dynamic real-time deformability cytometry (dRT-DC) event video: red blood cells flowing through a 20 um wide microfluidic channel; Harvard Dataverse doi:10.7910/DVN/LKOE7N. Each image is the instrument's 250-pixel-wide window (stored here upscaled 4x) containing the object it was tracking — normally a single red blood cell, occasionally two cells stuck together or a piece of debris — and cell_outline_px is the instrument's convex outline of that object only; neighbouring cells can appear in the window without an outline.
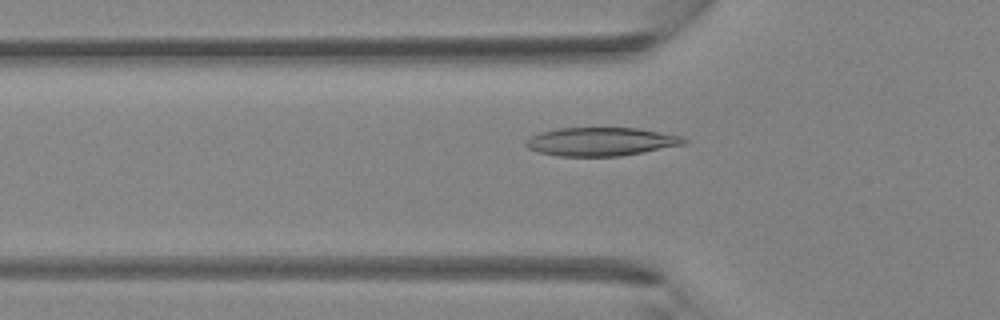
{"species": "Egyptian fruit bat (a non-hibernating species)", "species_latin": "Rousettus aegyptiacus", "temperature_condition": "room temperature", "stored_images_in_passage": 40, "camera_frame_rate_fps": 3000, "um_per_image_px": 0.085, "animal": {"sex": "female"}, "frame": {"image": 1, "passage_image": 13, "time_ms": 4.0, "image_size_px": [1000, 320], "cell_outline_px": [[688, 140], [684, 144], [620, 156], [556, 156], [540, 152], [528, 148], [524, 144], [524, 140], [540, 132], [556, 128], [636, 128], [684, 136]], "centroid_in_image_um": [51.05, 12.03], "position_along_channel_um": 74.7, "area_um2": 26.13}}
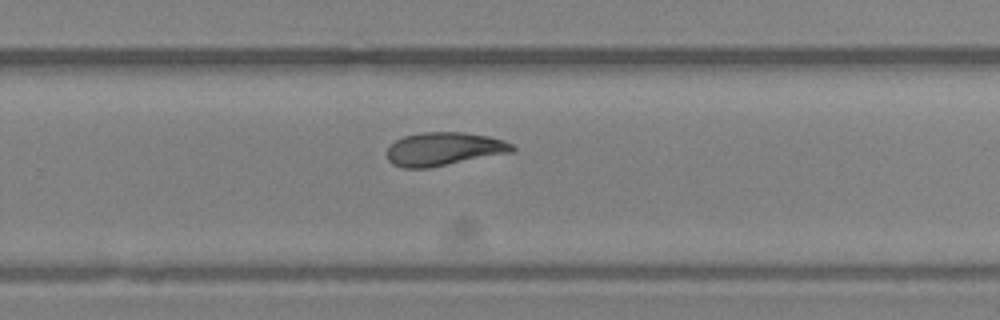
{"frame": {"image": 2, "passage_image": 26, "time_ms": 8.333, "image_size_px": [1000, 320], "cell_outline_px": [[516, 148], [512, 152], [428, 168], [404, 168], [392, 164], [388, 160], [388, 148], [396, 140], [404, 136], [420, 132], [464, 132], [488, 136], [504, 140], [512, 144]], "centroid_in_image_um": [37.73, 12.66], "position_along_channel_um": 292.1, "area_um2": 24.28}}
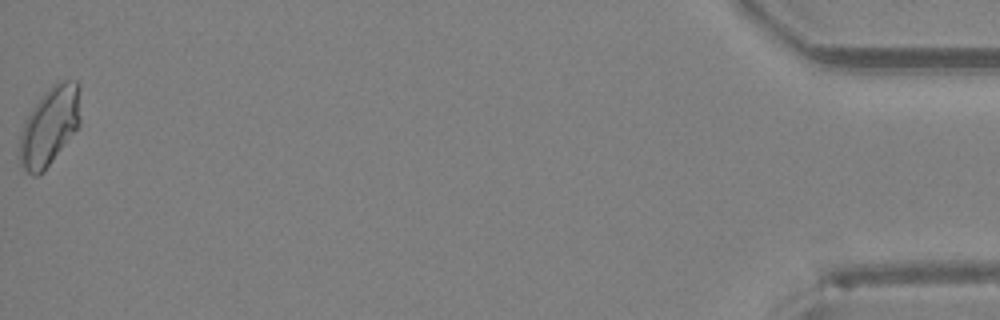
{"frame": {"image": 3, "passage_image": 40, "time_ms": 13.0, "image_size_px": [1000, 320], "cell_outline_px": [[80, 124], [44, 172], [36, 176], [32, 176], [24, 168], [20, 160], [20, 132], [24, 120], [32, 108], [48, 88], [52, 84], [60, 80], [76, 80], [80, 84]], "centroid_in_image_um": [4.23, 10.68], "position_along_channel_um": 431.0, "area_um2": 27.92}}